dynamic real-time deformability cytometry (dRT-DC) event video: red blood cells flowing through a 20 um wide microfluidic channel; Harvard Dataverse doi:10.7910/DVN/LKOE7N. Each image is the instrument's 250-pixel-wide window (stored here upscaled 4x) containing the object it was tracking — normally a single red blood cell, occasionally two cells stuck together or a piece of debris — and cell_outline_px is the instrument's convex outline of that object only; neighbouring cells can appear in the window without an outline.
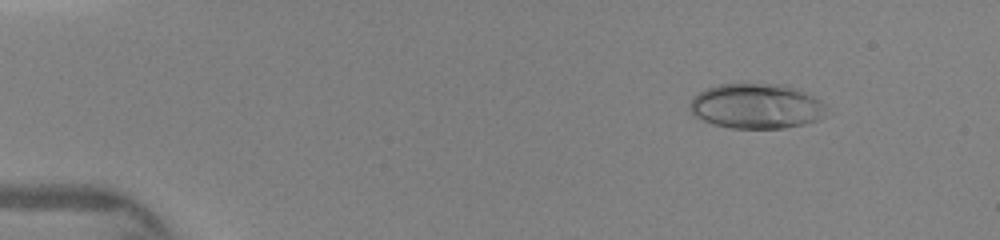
{"species": "human", "species_latin": "Homo sapiens", "temperature_condition": "warm", "stored_images_in_passage": 39, "camera_frame_rate_fps": 3000, "um_per_image_px": 0.085, "donor": {"sex": "female"}, "frame": {"image": 1, "passage_image": 9, "time_ms": 1.667, "image_size_px": [1000, 240], "cell_outline_px": [[824, 108], [820, 116], [816, 120], [804, 124], [784, 128], [732, 128], [716, 124], [692, 116], [688, 108], [688, 104], [700, 92], [708, 88], [720, 84], [788, 84], [800, 88], [820, 100], [824, 104]], "centroid_in_image_um": [64.27, 9.01], "position_along_channel_um": 20.7, "area_um2": 35.72}}
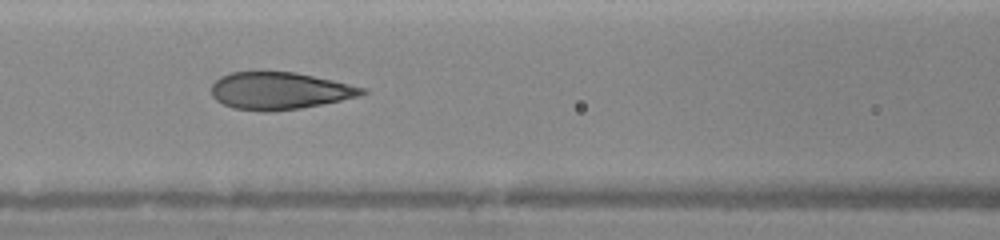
{"frame": {"image": 2, "passage_image": 33, "time_ms": 6.667, "image_size_px": [1000, 240], "cell_outline_px": [[368, 92], [360, 96], [300, 108], [264, 112], [232, 108], [216, 100], [212, 96], [212, 84], [220, 76], [232, 72], [296, 72], [368, 88]], "centroid_in_image_um": [23.77, 7.71], "position_along_channel_um": 142.8, "area_um2": 32.6}}
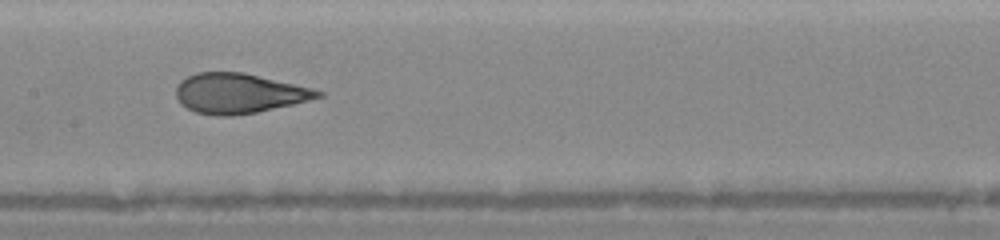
{"frame": {"image": 3, "passage_image": 38, "time_ms": 7.667, "image_size_px": [1000, 240], "cell_outline_px": [[324, 96], [292, 104], [256, 112], [232, 116], [216, 116], [196, 112], [180, 104], [176, 96], [176, 88], [180, 80], [196, 72], [244, 72], [312, 88], [324, 92]], "centroid_in_image_um": [20.28, 7.93], "position_along_channel_um": 187.1, "area_um2": 32.95}}